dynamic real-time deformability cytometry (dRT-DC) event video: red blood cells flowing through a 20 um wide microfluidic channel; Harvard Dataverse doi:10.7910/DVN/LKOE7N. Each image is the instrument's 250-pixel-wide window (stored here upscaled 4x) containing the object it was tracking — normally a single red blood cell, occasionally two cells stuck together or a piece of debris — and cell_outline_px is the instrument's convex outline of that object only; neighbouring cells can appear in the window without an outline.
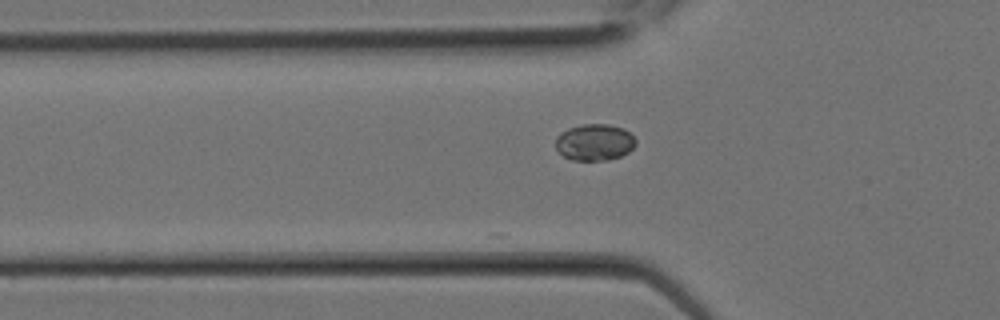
{"species": "Egyptian fruit bat (a non-hibernating species)", "species_latin": "Rousettus aegyptiacus", "temperature_condition": "room temperature", "stored_images_in_passage": 4, "camera_frame_rate_fps": 3000, "um_per_image_px": 0.085, "animal": {"sex": "female"}, "frame": {"image": 1, "passage_image": 4, "time_ms": 1.0, "image_size_px": [1000, 320], "cell_outline_px": [[636, 144], [628, 152], [620, 156], [608, 160], [572, 160], [564, 156], [556, 148], [556, 136], [560, 132], [568, 128], [580, 124], [608, 124], [624, 128], [636, 140]], "centroid_in_image_um": [50.52, 12.08], "position_along_channel_um": 75.3, "area_um2": 17.11}}